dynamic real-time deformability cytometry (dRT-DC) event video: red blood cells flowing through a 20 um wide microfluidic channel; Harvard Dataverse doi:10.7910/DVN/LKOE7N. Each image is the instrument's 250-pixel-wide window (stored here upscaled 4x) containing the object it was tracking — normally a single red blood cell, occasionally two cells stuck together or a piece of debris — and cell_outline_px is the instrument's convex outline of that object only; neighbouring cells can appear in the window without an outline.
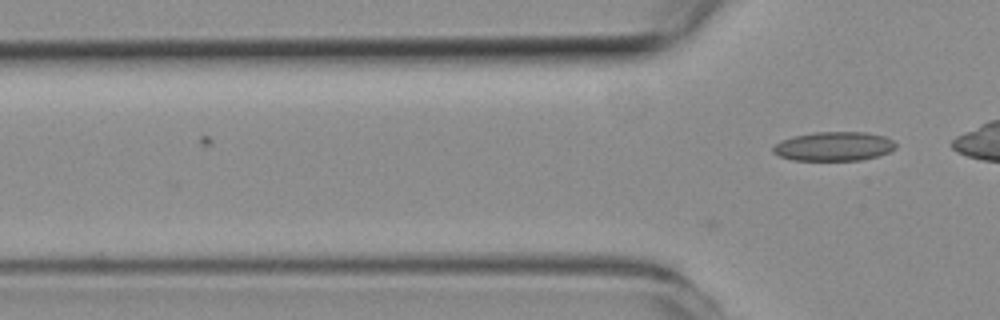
{"species": "common noctule bat (a hibernating species)", "species_latin": "Nyctalus noctula", "temperature_condition": "room temperature", "stored_images_in_passage": 4, "camera_frame_rate_fps": 3000, "um_per_image_px": 0.085, "animal": {"sex": "female", "body_mass_g": 19.3, "forearm_length_mm": 54.1}, "frame": {"image": 1, "passage_image": 4, "time_ms": 1.0, "image_size_px": [1000, 320], "cell_outline_px": [[896, 148], [888, 152], [876, 156], [860, 160], [792, 160], [780, 156], [772, 152], [772, 144], [780, 140], [792, 136], [816, 132], [864, 132], [884, 136], [896, 140]], "centroid_in_image_um": [70.85, 12.43], "position_along_channel_um": 54.9, "area_um2": 20.98}}